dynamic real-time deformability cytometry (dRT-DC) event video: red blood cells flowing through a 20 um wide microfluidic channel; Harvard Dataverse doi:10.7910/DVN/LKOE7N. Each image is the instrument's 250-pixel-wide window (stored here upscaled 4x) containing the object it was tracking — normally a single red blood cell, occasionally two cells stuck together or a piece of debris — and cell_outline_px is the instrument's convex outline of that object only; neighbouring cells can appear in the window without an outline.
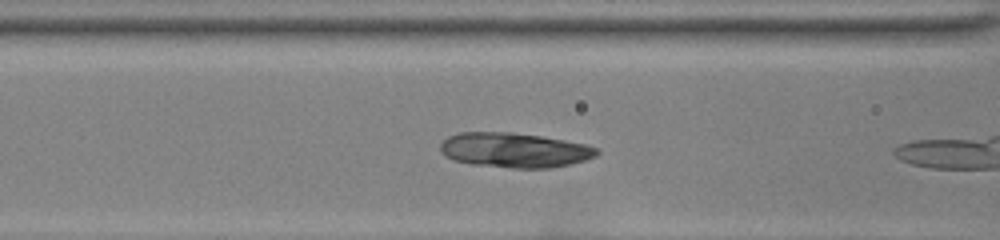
{"species": "common noctule bat (a hibernating species)", "species_latin": "Nyctalus noctula", "temperature_condition": "room temperature", "stored_images_in_passage": 28, "camera_frame_rate_fps": 3000, "um_per_image_px": 0.085, "animal": {"sex": "female", "body_mass_g": 22.0, "forearm_length_mm": 56.7}, "frame": {"image": 1, "passage_image": 5, "time_ms": 1.333, "image_size_px": [1000, 240], "cell_outline_px": [[600, 152], [596, 156], [572, 164], [548, 168], [512, 168], [472, 164], [456, 160], [440, 152], [440, 144], [448, 136], [460, 132], [512, 132], [540, 136], [564, 140], [584, 144], [596, 148]], "centroid_in_image_um": [43.73, 12.76], "position_along_channel_um": 122.9, "area_um2": 31.56}}
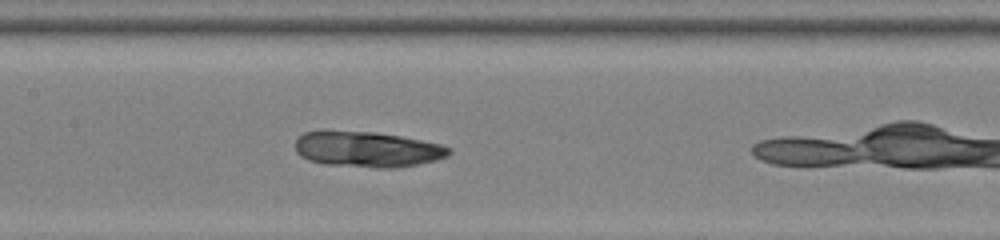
{"frame": {"image": 2, "passage_image": 9, "time_ms": 2.667, "image_size_px": [1000, 240], "cell_outline_px": [[452, 152], [448, 156], [436, 160], [420, 164], [396, 168], [372, 168], [324, 164], [308, 160], [300, 156], [296, 152], [296, 140], [304, 132], [372, 132], [400, 136], [440, 144], [452, 148]], "centroid_in_image_um": [31.26, 12.72], "position_along_channel_um": 176.1, "area_um2": 31.73}}